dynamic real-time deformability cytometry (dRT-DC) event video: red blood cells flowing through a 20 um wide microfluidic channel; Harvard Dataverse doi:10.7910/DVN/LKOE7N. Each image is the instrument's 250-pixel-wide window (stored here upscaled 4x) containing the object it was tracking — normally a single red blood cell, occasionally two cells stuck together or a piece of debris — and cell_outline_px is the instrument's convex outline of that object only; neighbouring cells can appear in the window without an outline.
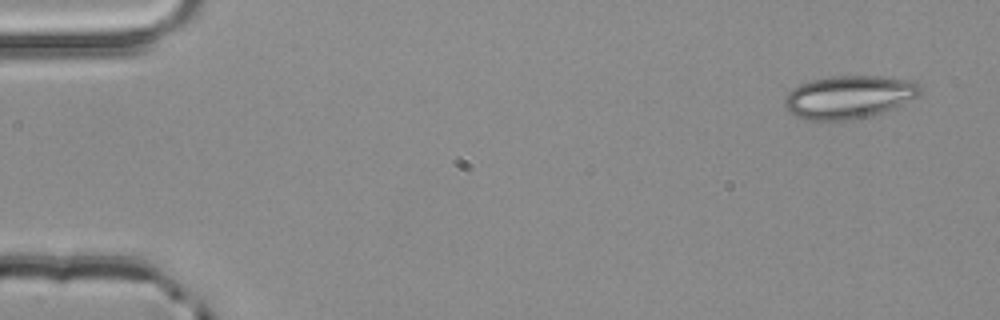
{"species": "common noctule bat (a hibernating species)", "species_latin": "Nyctalus noctula", "temperature_condition": "room temperature", "stored_images_in_passage": 5, "camera_frame_rate_fps": 3000, "um_per_image_px": 0.085, "animal": {"sex": "male", "body_mass_g": 20.4}, "frame": {"image": 1, "passage_image": 1, "time_ms": 0.0, "image_size_px": [1000, 320], "cell_outline_px": [[920, 96], [884, 112], [868, 116], [840, 120], [808, 120], [796, 116], [788, 112], [784, 104], [784, 100], [788, 92], [792, 88], [800, 84], [812, 80], [828, 76], [880, 76], [916, 80], [920, 84]], "centroid_in_image_um": [72.18, 8.23], "position_along_channel_um": 12.8, "area_um2": 34.1}}